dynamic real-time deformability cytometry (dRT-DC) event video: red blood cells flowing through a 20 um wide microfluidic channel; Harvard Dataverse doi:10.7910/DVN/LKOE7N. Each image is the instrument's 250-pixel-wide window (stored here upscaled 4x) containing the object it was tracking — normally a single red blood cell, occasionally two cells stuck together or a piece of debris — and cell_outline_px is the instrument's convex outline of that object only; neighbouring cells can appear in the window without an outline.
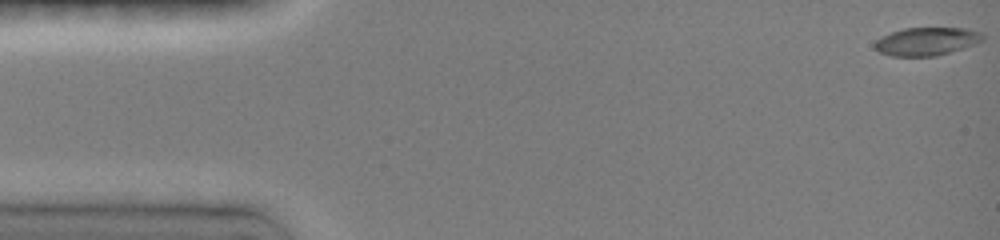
{"species": "common noctule bat (a hibernating species)", "species_latin": "Nyctalus noctula", "temperature_condition": "room temperature", "stored_images_in_passage": 46, "camera_frame_rate_fps": 3000, "um_per_image_px": 0.085, "animal": {"sex": "female", "body_mass_g": 19.0, "forearm_length_mm": 51.5}, "frame": {"image": 1, "passage_image": 1, "time_ms": 0.0, "image_size_px": [1000, 240], "cell_outline_px": [[984, 40], [976, 44], [936, 56], [892, 56], [880, 52], [872, 44], [880, 36], [904, 28], [968, 28], [980, 32], [984, 36]], "centroid_in_image_um": [78.77, 3.51], "position_along_channel_um": 6.2, "area_um2": 17.74}}
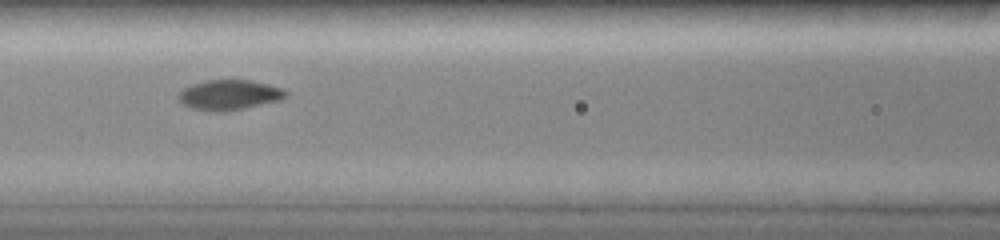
{"frame": {"image": 2, "passage_image": 20, "time_ms": 6.333, "image_size_px": [1000, 240], "cell_outline_px": [[284, 96], [280, 100], [244, 108], [224, 112], [212, 112], [192, 108], [184, 104], [180, 100], [180, 92], [184, 88], [192, 84], [208, 80], [248, 80], [280, 88], [284, 92]], "centroid_in_image_um": [19.43, 8.08], "position_along_channel_um": 147.2, "area_um2": 18.26}}
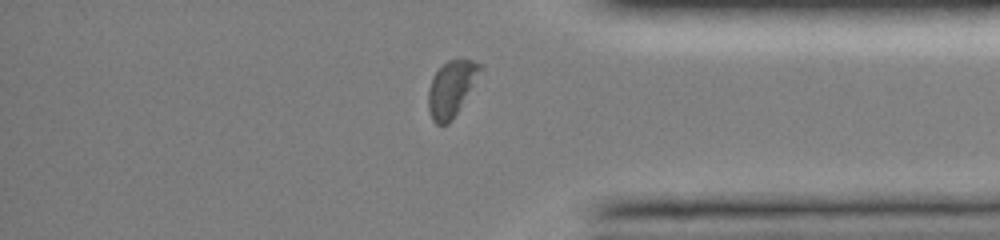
{"frame": {"image": 3, "passage_image": 39, "time_ms": 12.667, "image_size_px": [1000, 240], "cell_outline_px": [[480, 68], [452, 120], [448, 124], [436, 124], [432, 120], [428, 112], [428, 88], [432, 76], [448, 60], [472, 60], [480, 64]], "centroid_in_image_um": [38.26, 7.56], "position_along_channel_um": 396.9, "area_um2": 15.95}, "authors_computed_cell_mechanics": {"area_um2": 18.0625, "velocity_mm_per_s": 4.0009, "shape_relaxation_time_tau1_ms": 4.1924, "shape_relaxation_time_tau2_ms": null, "deformation_change_tau1": 0.1898, "deformation_change_tau2": null}}